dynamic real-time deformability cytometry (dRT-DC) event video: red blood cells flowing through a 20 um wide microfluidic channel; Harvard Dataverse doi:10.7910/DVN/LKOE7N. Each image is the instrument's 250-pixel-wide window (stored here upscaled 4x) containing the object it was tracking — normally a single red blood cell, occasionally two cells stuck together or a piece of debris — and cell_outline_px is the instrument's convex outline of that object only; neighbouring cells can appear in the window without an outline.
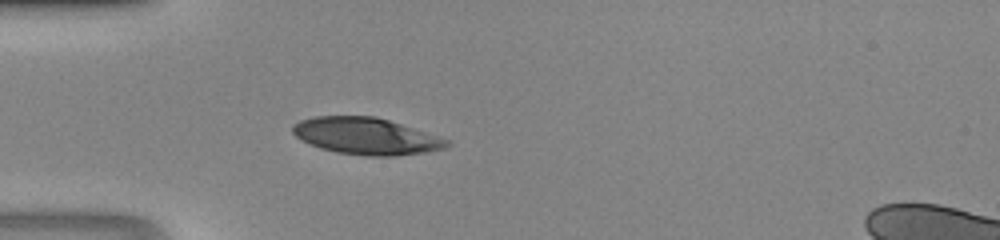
{"species": "human", "species_latin": "Homo sapiens", "temperature_condition": "room temperature", "stored_images_in_passage": 33, "camera_frame_rate_fps": 3000, "um_per_image_px": 0.085, "donor": {"sex": "male"}, "frame": {"image": 1, "passage_image": 1, "time_ms": 0.0, "image_size_px": [1000, 240], "cell_outline_px": [[448, 144], [444, 148], [424, 152], [396, 156], [368, 156], [336, 152], [320, 148], [300, 140], [292, 132], [292, 124], [300, 120], [316, 116], [376, 116], [448, 140]], "centroid_in_image_um": [31.03, 11.57], "position_along_channel_um": 54.0, "area_um2": 32.66}}
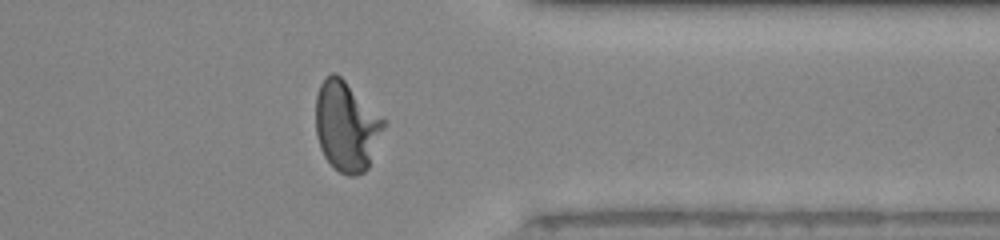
{"frame": {"image": 2, "passage_image": 24, "time_ms": 7.667, "image_size_px": [1000, 240], "cell_outline_px": [[384, 124], [368, 168], [364, 172], [356, 176], [348, 176], [340, 172], [324, 156], [320, 148], [316, 132], [316, 96], [320, 84], [332, 72], [336, 72], [384, 120]], "centroid_in_image_um": [29.41, 10.74], "position_along_channel_um": 382.0, "area_um2": 34.74}}
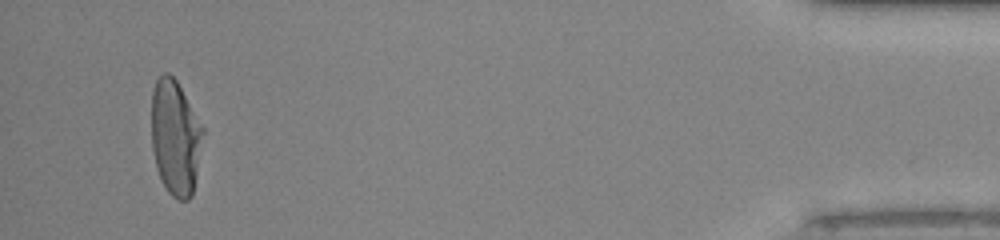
{"frame": {"image": 3, "passage_image": 31, "time_ms": 10.0, "image_size_px": [1000, 240], "cell_outline_px": [[204, 132], [192, 196], [188, 200], [180, 200], [172, 196], [168, 192], [160, 180], [156, 168], [152, 148], [152, 88], [156, 80], [164, 72], [168, 72], [176, 80], [204, 128]], "centroid_in_image_um": [14.89, 11.69], "position_along_channel_um": 420.3, "area_um2": 34.56}}